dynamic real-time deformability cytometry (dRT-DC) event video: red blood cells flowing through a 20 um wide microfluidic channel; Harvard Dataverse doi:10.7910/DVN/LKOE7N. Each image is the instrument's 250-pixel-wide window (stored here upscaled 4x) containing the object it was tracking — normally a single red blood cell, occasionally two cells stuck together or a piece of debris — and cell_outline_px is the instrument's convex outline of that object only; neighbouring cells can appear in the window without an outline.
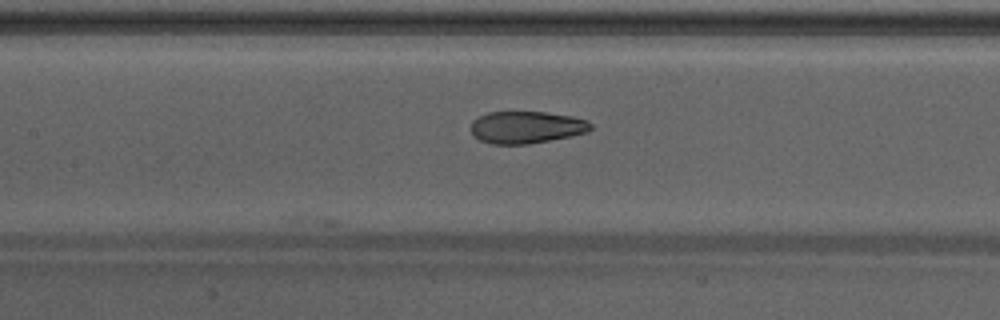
{"species": "Egyptian fruit bat (a non-hibernating species)", "species_latin": "Rousettus aegyptiacus", "temperature_condition": "warm", "stored_images_in_passage": 11, "camera_frame_rate_fps": 3000, "um_per_image_px": 0.085, "animal": {"sex": "male"}, "frame": {"image": 1, "passage_image": 11, "time_ms": 3.333, "image_size_px": [1000, 320], "cell_outline_px": [[592, 128], [588, 132], [572, 136], [528, 144], [492, 144], [480, 140], [472, 132], [472, 120], [476, 116], [488, 112], [544, 112], [572, 116], [588, 120], [592, 124]], "centroid_in_image_um": [44.76, 10.81], "position_along_channel_um": 162.6, "area_um2": 22.54}}